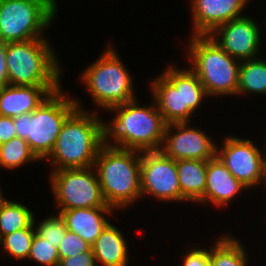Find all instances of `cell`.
Here are the masks:
<instances>
[{
	"label": "cell",
	"instance_id": "6da1fadb",
	"mask_svg": "<svg viewBox=\"0 0 266 266\" xmlns=\"http://www.w3.org/2000/svg\"><path fill=\"white\" fill-rule=\"evenodd\" d=\"M76 100L77 109L62 125L49 159L54 170L94 166L98 151L105 143V123L96 112H86Z\"/></svg>",
	"mask_w": 266,
	"mask_h": 266
},
{
	"label": "cell",
	"instance_id": "7a4b0ae2",
	"mask_svg": "<svg viewBox=\"0 0 266 266\" xmlns=\"http://www.w3.org/2000/svg\"><path fill=\"white\" fill-rule=\"evenodd\" d=\"M137 99L110 110L117 114L108 125L105 123V143L117 148L158 151L163 144L167 123L156 103L149 107L137 105ZM112 139L113 143H109Z\"/></svg>",
	"mask_w": 266,
	"mask_h": 266
},
{
	"label": "cell",
	"instance_id": "3957f363",
	"mask_svg": "<svg viewBox=\"0 0 266 266\" xmlns=\"http://www.w3.org/2000/svg\"><path fill=\"white\" fill-rule=\"evenodd\" d=\"M140 151L117 148L104 143L97 154L94 168L103 197L113 209L124 208L141 194ZM127 205V206H126Z\"/></svg>",
	"mask_w": 266,
	"mask_h": 266
},
{
	"label": "cell",
	"instance_id": "277c9868",
	"mask_svg": "<svg viewBox=\"0 0 266 266\" xmlns=\"http://www.w3.org/2000/svg\"><path fill=\"white\" fill-rule=\"evenodd\" d=\"M61 88L51 93L32 113L14 117L17 137L26 140L39 160H46L53 150L62 125L77 109Z\"/></svg>",
	"mask_w": 266,
	"mask_h": 266
},
{
	"label": "cell",
	"instance_id": "5b68a950",
	"mask_svg": "<svg viewBox=\"0 0 266 266\" xmlns=\"http://www.w3.org/2000/svg\"><path fill=\"white\" fill-rule=\"evenodd\" d=\"M150 84L153 100L167 124L190 123L202 99L209 97L191 67L181 70L170 66Z\"/></svg>",
	"mask_w": 266,
	"mask_h": 266
},
{
	"label": "cell",
	"instance_id": "8992f818",
	"mask_svg": "<svg viewBox=\"0 0 266 266\" xmlns=\"http://www.w3.org/2000/svg\"><path fill=\"white\" fill-rule=\"evenodd\" d=\"M56 57L46 38L7 43L9 85L61 86Z\"/></svg>",
	"mask_w": 266,
	"mask_h": 266
},
{
	"label": "cell",
	"instance_id": "52a82bcc",
	"mask_svg": "<svg viewBox=\"0 0 266 266\" xmlns=\"http://www.w3.org/2000/svg\"><path fill=\"white\" fill-rule=\"evenodd\" d=\"M192 36L188 59L208 96H236L241 61L231 57L211 36Z\"/></svg>",
	"mask_w": 266,
	"mask_h": 266
},
{
	"label": "cell",
	"instance_id": "ba28073f",
	"mask_svg": "<svg viewBox=\"0 0 266 266\" xmlns=\"http://www.w3.org/2000/svg\"><path fill=\"white\" fill-rule=\"evenodd\" d=\"M81 76L98 107L110 109L136 99L132 77L111 46Z\"/></svg>",
	"mask_w": 266,
	"mask_h": 266
},
{
	"label": "cell",
	"instance_id": "9c48e42d",
	"mask_svg": "<svg viewBox=\"0 0 266 266\" xmlns=\"http://www.w3.org/2000/svg\"><path fill=\"white\" fill-rule=\"evenodd\" d=\"M50 181L55 202L61 209L110 207L103 197L94 166L54 170Z\"/></svg>",
	"mask_w": 266,
	"mask_h": 266
},
{
	"label": "cell",
	"instance_id": "30bf717a",
	"mask_svg": "<svg viewBox=\"0 0 266 266\" xmlns=\"http://www.w3.org/2000/svg\"><path fill=\"white\" fill-rule=\"evenodd\" d=\"M54 17L39 3L31 0H0V40L22 42L45 38L43 30Z\"/></svg>",
	"mask_w": 266,
	"mask_h": 266
},
{
	"label": "cell",
	"instance_id": "8fae6325",
	"mask_svg": "<svg viewBox=\"0 0 266 266\" xmlns=\"http://www.w3.org/2000/svg\"><path fill=\"white\" fill-rule=\"evenodd\" d=\"M216 155L231 174L248 189L266 183V154L263 155L253 141L228 136Z\"/></svg>",
	"mask_w": 266,
	"mask_h": 266
},
{
	"label": "cell",
	"instance_id": "7c38bea8",
	"mask_svg": "<svg viewBox=\"0 0 266 266\" xmlns=\"http://www.w3.org/2000/svg\"><path fill=\"white\" fill-rule=\"evenodd\" d=\"M141 194L154 196L162 201L181 202L177 161L161 150L141 152Z\"/></svg>",
	"mask_w": 266,
	"mask_h": 266
},
{
	"label": "cell",
	"instance_id": "4fadbf2b",
	"mask_svg": "<svg viewBox=\"0 0 266 266\" xmlns=\"http://www.w3.org/2000/svg\"><path fill=\"white\" fill-rule=\"evenodd\" d=\"M188 122L167 124L161 151L179 161L186 159L208 161L216 156L217 145L201 130ZM191 127V128H190ZM174 132H171V130Z\"/></svg>",
	"mask_w": 266,
	"mask_h": 266
},
{
	"label": "cell",
	"instance_id": "5bb4252c",
	"mask_svg": "<svg viewBox=\"0 0 266 266\" xmlns=\"http://www.w3.org/2000/svg\"><path fill=\"white\" fill-rule=\"evenodd\" d=\"M209 36L231 57L240 61L256 59L261 46L259 45L261 44L260 27L248 16L233 19L218 26Z\"/></svg>",
	"mask_w": 266,
	"mask_h": 266
},
{
	"label": "cell",
	"instance_id": "9a60e30c",
	"mask_svg": "<svg viewBox=\"0 0 266 266\" xmlns=\"http://www.w3.org/2000/svg\"><path fill=\"white\" fill-rule=\"evenodd\" d=\"M193 33L210 35L218 26L241 16L246 0H191Z\"/></svg>",
	"mask_w": 266,
	"mask_h": 266
},
{
	"label": "cell",
	"instance_id": "2e32d148",
	"mask_svg": "<svg viewBox=\"0 0 266 266\" xmlns=\"http://www.w3.org/2000/svg\"><path fill=\"white\" fill-rule=\"evenodd\" d=\"M244 189L248 188L231 174L216 155L207 161L205 192L197 203L209 201L217 207L228 206V203Z\"/></svg>",
	"mask_w": 266,
	"mask_h": 266
},
{
	"label": "cell",
	"instance_id": "e0dca14e",
	"mask_svg": "<svg viewBox=\"0 0 266 266\" xmlns=\"http://www.w3.org/2000/svg\"><path fill=\"white\" fill-rule=\"evenodd\" d=\"M61 86H15L0 89V115L17 117L32 113L51 93Z\"/></svg>",
	"mask_w": 266,
	"mask_h": 266
},
{
	"label": "cell",
	"instance_id": "ac0fdd59",
	"mask_svg": "<svg viewBox=\"0 0 266 266\" xmlns=\"http://www.w3.org/2000/svg\"><path fill=\"white\" fill-rule=\"evenodd\" d=\"M112 207L60 209L67 230L78 234L92 245L110 223L104 215L114 211Z\"/></svg>",
	"mask_w": 266,
	"mask_h": 266
},
{
	"label": "cell",
	"instance_id": "d6986e66",
	"mask_svg": "<svg viewBox=\"0 0 266 266\" xmlns=\"http://www.w3.org/2000/svg\"><path fill=\"white\" fill-rule=\"evenodd\" d=\"M96 264L127 266L128 247L122 232L111 222L91 245ZM98 262V263H97Z\"/></svg>",
	"mask_w": 266,
	"mask_h": 266
},
{
	"label": "cell",
	"instance_id": "ffe728a7",
	"mask_svg": "<svg viewBox=\"0 0 266 266\" xmlns=\"http://www.w3.org/2000/svg\"><path fill=\"white\" fill-rule=\"evenodd\" d=\"M207 161L186 159L177 161L181 201L197 202L205 192Z\"/></svg>",
	"mask_w": 266,
	"mask_h": 266
},
{
	"label": "cell",
	"instance_id": "44dd1931",
	"mask_svg": "<svg viewBox=\"0 0 266 266\" xmlns=\"http://www.w3.org/2000/svg\"><path fill=\"white\" fill-rule=\"evenodd\" d=\"M266 94V60L249 59L240 62L237 95Z\"/></svg>",
	"mask_w": 266,
	"mask_h": 266
},
{
	"label": "cell",
	"instance_id": "7402d4cb",
	"mask_svg": "<svg viewBox=\"0 0 266 266\" xmlns=\"http://www.w3.org/2000/svg\"><path fill=\"white\" fill-rule=\"evenodd\" d=\"M217 240L211 248V266H247L248 256L240 240L227 235Z\"/></svg>",
	"mask_w": 266,
	"mask_h": 266
},
{
	"label": "cell",
	"instance_id": "603a6c76",
	"mask_svg": "<svg viewBox=\"0 0 266 266\" xmlns=\"http://www.w3.org/2000/svg\"><path fill=\"white\" fill-rule=\"evenodd\" d=\"M34 213L19 202L8 200L0 210V240L17 230L30 227Z\"/></svg>",
	"mask_w": 266,
	"mask_h": 266
},
{
	"label": "cell",
	"instance_id": "cb8c5ba5",
	"mask_svg": "<svg viewBox=\"0 0 266 266\" xmlns=\"http://www.w3.org/2000/svg\"><path fill=\"white\" fill-rule=\"evenodd\" d=\"M39 159L31 151L28 142L20 137L0 145V166L7 169H16L27 162Z\"/></svg>",
	"mask_w": 266,
	"mask_h": 266
},
{
	"label": "cell",
	"instance_id": "d4e9b609",
	"mask_svg": "<svg viewBox=\"0 0 266 266\" xmlns=\"http://www.w3.org/2000/svg\"><path fill=\"white\" fill-rule=\"evenodd\" d=\"M35 219L33 224L25 229L17 230L11 234L5 235L0 240V245H3L4 252L8 253L17 260L27 259L30 253V248L33 242V237L36 233Z\"/></svg>",
	"mask_w": 266,
	"mask_h": 266
},
{
	"label": "cell",
	"instance_id": "484cf974",
	"mask_svg": "<svg viewBox=\"0 0 266 266\" xmlns=\"http://www.w3.org/2000/svg\"><path fill=\"white\" fill-rule=\"evenodd\" d=\"M27 259L34 260L44 266H58V249L35 233Z\"/></svg>",
	"mask_w": 266,
	"mask_h": 266
},
{
	"label": "cell",
	"instance_id": "4316f807",
	"mask_svg": "<svg viewBox=\"0 0 266 266\" xmlns=\"http://www.w3.org/2000/svg\"><path fill=\"white\" fill-rule=\"evenodd\" d=\"M36 234L50 242L55 247H59L64 238L67 226L64 218L58 213L57 216L45 218L38 227H35Z\"/></svg>",
	"mask_w": 266,
	"mask_h": 266
},
{
	"label": "cell",
	"instance_id": "83f0119b",
	"mask_svg": "<svg viewBox=\"0 0 266 266\" xmlns=\"http://www.w3.org/2000/svg\"><path fill=\"white\" fill-rule=\"evenodd\" d=\"M57 249L59 259H64L89 251L91 245L78 234L67 230Z\"/></svg>",
	"mask_w": 266,
	"mask_h": 266
},
{
	"label": "cell",
	"instance_id": "f1b7e54d",
	"mask_svg": "<svg viewBox=\"0 0 266 266\" xmlns=\"http://www.w3.org/2000/svg\"><path fill=\"white\" fill-rule=\"evenodd\" d=\"M183 266H211V248L191 249L184 256Z\"/></svg>",
	"mask_w": 266,
	"mask_h": 266
},
{
	"label": "cell",
	"instance_id": "f546056e",
	"mask_svg": "<svg viewBox=\"0 0 266 266\" xmlns=\"http://www.w3.org/2000/svg\"><path fill=\"white\" fill-rule=\"evenodd\" d=\"M95 256L92 248L77 256H71L69 258L60 259L58 266H96Z\"/></svg>",
	"mask_w": 266,
	"mask_h": 266
},
{
	"label": "cell",
	"instance_id": "4dcf8cb0",
	"mask_svg": "<svg viewBox=\"0 0 266 266\" xmlns=\"http://www.w3.org/2000/svg\"><path fill=\"white\" fill-rule=\"evenodd\" d=\"M14 118L0 115V145L16 137Z\"/></svg>",
	"mask_w": 266,
	"mask_h": 266
},
{
	"label": "cell",
	"instance_id": "1f68e13d",
	"mask_svg": "<svg viewBox=\"0 0 266 266\" xmlns=\"http://www.w3.org/2000/svg\"><path fill=\"white\" fill-rule=\"evenodd\" d=\"M6 49L7 43L0 40V89L9 85L6 65Z\"/></svg>",
	"mask_w": 266,
	"mask_h": 266
},
{
	"label": "cell",
	"instance_id": "d6a6232c",
	"mask_svg": "<svg viewBox=\"0 0 266 266\" xmlns=\"http://www.w3.org/2000/svg\"><path fill=\"white\" fill-rule=\"evenodd\" d=\"M39 3L51 14V0H31Z\"/></svg>",
	"mask_w": 266,
	"mask_h": 266
},
{
	"label": "cell",
	"instance_id": "836d02e7",
	"mask_svg": "<svg viewBox=\"0 0 266 266\" xmlns=\"http://www.w3.org/2000/svg\"><path fill=\"white\" fill-rule=\"evenodd\" d=\"M57 1L56 0H51V15L53 16V17H55V15H56V13L58 12L57 11V3H56Z\"/></svg>",
	"mask_w": 266,
	"mask_h": 266
},
{
	"label": "cell",
	"instance_id": "e575fe53",
	"mask_svg": "<svg viewBox=\"0 0 266 266\" xmlns=\"http://www.w3.org/2000/svg\"><path fill=\"white\" fill-rule=\"evenodd\" d=\"M8 200L2 197V191L0 189V210L3 207V205L7 202Z\"/></svg>",
	"mask_w": 266,
	"mask_h": 266
}]
</instances>
